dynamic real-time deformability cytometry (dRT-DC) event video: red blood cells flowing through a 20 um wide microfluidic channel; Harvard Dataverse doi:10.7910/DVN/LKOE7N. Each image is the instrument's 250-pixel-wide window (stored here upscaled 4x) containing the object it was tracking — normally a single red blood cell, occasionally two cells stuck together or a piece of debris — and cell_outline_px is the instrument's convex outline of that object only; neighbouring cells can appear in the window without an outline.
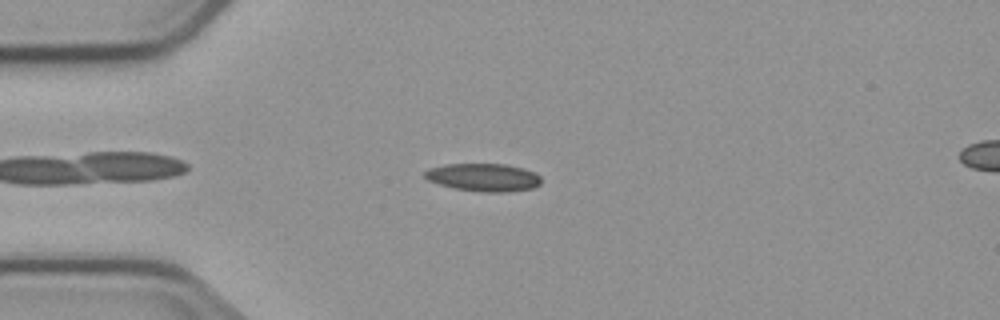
{"species": "common noctule bat (a hibernating species)", "species_latin": "Nyctalus noctula", "temperature_condition": "cold", "stored_images_in_passage": 4, "camera_frame_rate_fps": 3000, "um_per_image_px": 0.085, "animal": {"sex": "male", "body_mass_g": 23.1, "forearm_length_mm": 52.7}, "frame": {"image": 1, "passage_image": 3, "time_ms": 2.333, "image_size_px": [1000, 320], "cell_outline_px": [[540, 184], [532, 188], [504, 192], [484, 192], [456, 188], [440, 184], [428, 180], [424, 176], [424, 172], [428, 168], [444, 164], [504, 164], [524, 168], [540, 176]], "centroid_in_image_um": [41.08, 15.06], "position_along_channel_um": 43.9, "area_um2": 18.73}}